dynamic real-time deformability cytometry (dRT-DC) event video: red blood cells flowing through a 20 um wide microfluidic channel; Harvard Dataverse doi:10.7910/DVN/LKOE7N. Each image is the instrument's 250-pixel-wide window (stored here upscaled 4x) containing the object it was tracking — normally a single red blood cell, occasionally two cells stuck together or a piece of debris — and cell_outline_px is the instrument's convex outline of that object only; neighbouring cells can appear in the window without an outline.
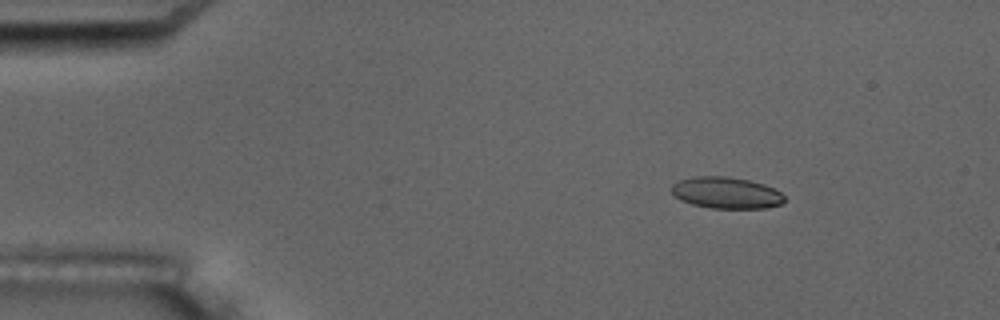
{"species": "common noctule bat (a hibernating species)", "species_latin": "Nyctalus noctula", "temperature_condition": "room temperature", "stored_images_in_passage": 5, "camera_frame_rate_fps": 3000, "um_per_image_px": 0.085, "animal": {"sex": "male", "body_mass_g": 17.5, "forearm_length_mm": 52.3}, "frame": {"image": 1, "passage_image": 2, "time_ms": 1.0, "image_size_px": [1000, 320], "cell_outline_px": [[784, 200], [780, 204], [768, 208], [712, 208], [692, 204], [680, 200], [672, 192], [672, 184], [680, 180], [692, 176], [728, 176], [748, 180], [764, 184], [780, 192], [784, 196]], "centroid_in_image_um": [61.72, 16.38], "position_along_channel_um": 23.3, "area_um2": 20.63}}
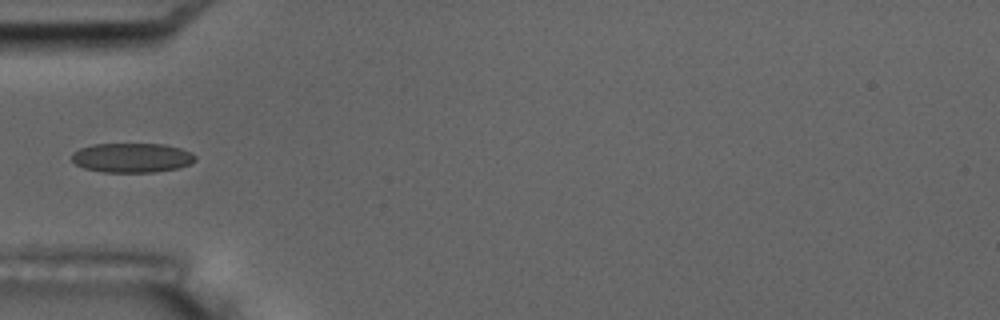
{"frame": {"image": 2, "passage_image": 5, "time_ms": 4.667, "image_size_px": [1000, 320], "cell_outline_px": [[196, 160], [180, 168], [152, 172], [104, 172], [84, 168], [76, 164], [72, 160], [72, 152], [80, 148], [92, 144], [164, 144], [180, 148], [192, 152], [196, 156]], "centroid_in_image_um": [11.22, 13.4], "position_along_channel_um": 73.8, "area_um2": 21.27}}